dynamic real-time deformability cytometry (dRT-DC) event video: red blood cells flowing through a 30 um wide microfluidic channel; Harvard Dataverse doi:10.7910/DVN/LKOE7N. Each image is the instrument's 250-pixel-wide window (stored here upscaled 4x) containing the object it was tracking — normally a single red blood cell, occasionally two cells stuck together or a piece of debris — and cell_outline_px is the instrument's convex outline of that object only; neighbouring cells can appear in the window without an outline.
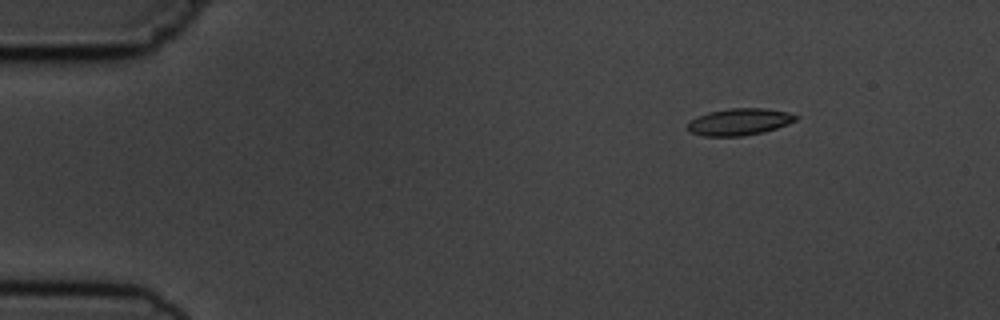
{"species": "common noctule bat (a hibernating species)", "species_latin": "Nyctalus noctula", "temperature_condition": "cold", "stored_images_in_passage": 6, "camera_frame_rate_fps": 3000, "um_per_image_px": 0.085, "animal": {"sex": "male", "body_mass_g": 19.5, "forearm_length_mm": 54.6}, "frame": {"image": 1, "passage_image": 2, "time_ms": 2.0, "image_size_px": [1000, 320], "cell_outline_px": [[800, 116], [796, 120], [788, 124], [764, 132], [740, 136], [704, 136], [688, 132], [688, 124], [696, 116], [708, 112], [732, 108], [764, 108], [788, 112]], "centroid_in_image_um": [62.85, 10.35], "position_along_channel_um": 22.1, "area_um2": 16.94}}
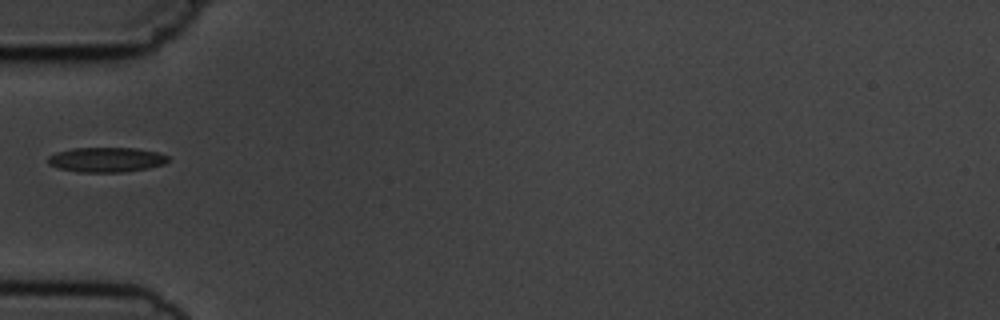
{"frame": {"image": 2, "passage_image": 5, "time_ms": 5.667, "image_size_px": [1000, 320], "cell_outline_px": [[168, 160], [164, 164], [148, 168], [124, 172], [80, 172], [60, 168], [48, 164], [48, 156], [56, 152], [72, 148], [136, 148], [156, 152], [168, 156]], "centroid_in_image_um": [9.03, 13.57], "position_along_channel_um": 76.0, "area_um2": 17.28}}
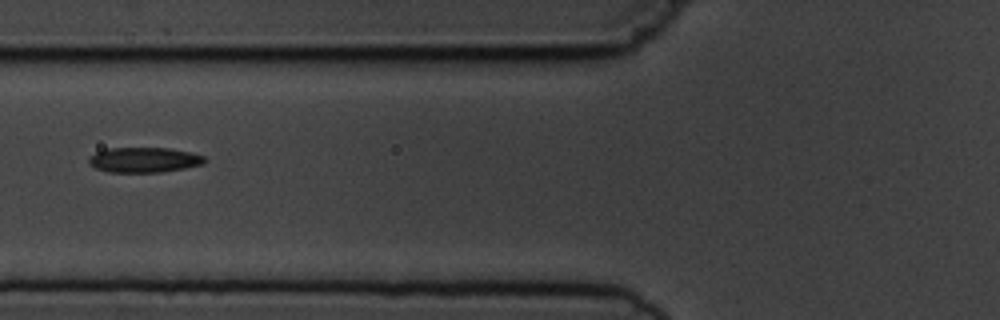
{"frame": {"image": 3, "passage_image": 6, "time_ms": 6.667, "image_size_px": [1000, 320], "cell_outline_px": [[208, 160], [204, 164], [184, 168], [160, 172], [108, 172], [96, 168], [88, 164], [88, 156], [96, 152], [108, 148], [168, 148], [188, 152], [204, 156]], "centroid_in_image_um": [12.22, 13.59], "position_along_channel_um": 113.6, "area_um2": 16.99}}